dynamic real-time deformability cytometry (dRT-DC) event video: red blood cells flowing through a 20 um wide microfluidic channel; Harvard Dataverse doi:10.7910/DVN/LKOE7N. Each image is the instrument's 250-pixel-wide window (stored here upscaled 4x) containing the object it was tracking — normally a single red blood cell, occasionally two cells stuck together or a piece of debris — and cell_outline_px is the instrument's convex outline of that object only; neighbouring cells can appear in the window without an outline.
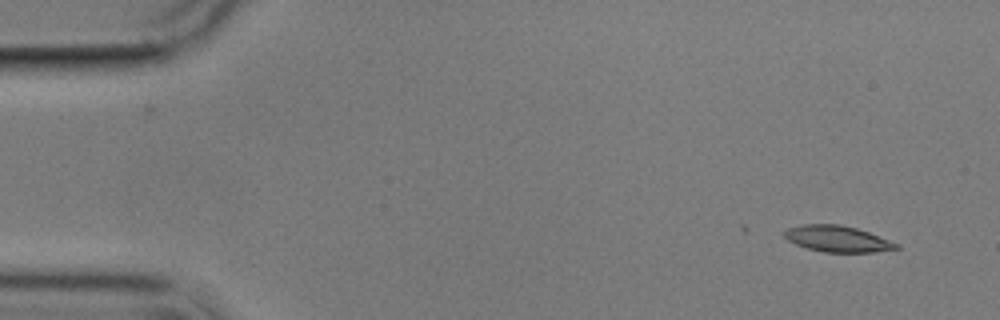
{"species": "common noctule bat (a hibernating species)", "species_latin": "Nyctalus noctula", "temperature_condition": "cold", "stored_images_in_passage": 4, "camera_frame_rate_fps": 3000, "um_per_image_px": 0.085, "animal": {"sex": "male", "body_mass_g": 17.9}, "frame": {"image": 1, "passage_image": 1, "time_ms": 0.0, "image_size_px": [1000, 320], "cell_outline_px": [[900, 248], [876, 252], [824, 252], [808, 248], [796, 244], [788, 240], [784, 236], [784, 232], [788, 228], [800, 224], [840, 224], [856, 228], [868, 232], [900, 244]], "centroid_in_image_um": [71.19, 20.29], "position_along_channel_um": 13.8, "area_um2": 17.05}}
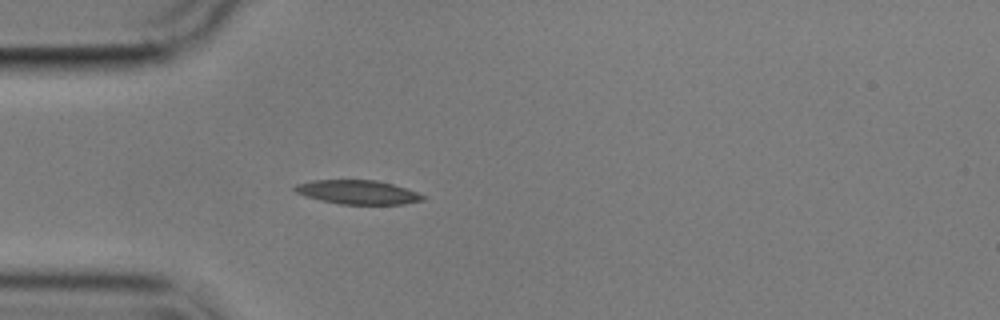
{"frame": {"image": 2, "passage_image": 4, "time_ms": 4.0, "image_size_px": [1000, 320], "cell_outline_px": [[428, 196], [424, 200], [404, 204], [340, 204], [320, 200], [296, 192], [292, 188], [296, 184], [312, 180], [376, 180], [392, 184]], "centroid_in_image_um": [30.42, 16.33], "position_along_channel_um": 54.6, "area_um2": 17.8}}